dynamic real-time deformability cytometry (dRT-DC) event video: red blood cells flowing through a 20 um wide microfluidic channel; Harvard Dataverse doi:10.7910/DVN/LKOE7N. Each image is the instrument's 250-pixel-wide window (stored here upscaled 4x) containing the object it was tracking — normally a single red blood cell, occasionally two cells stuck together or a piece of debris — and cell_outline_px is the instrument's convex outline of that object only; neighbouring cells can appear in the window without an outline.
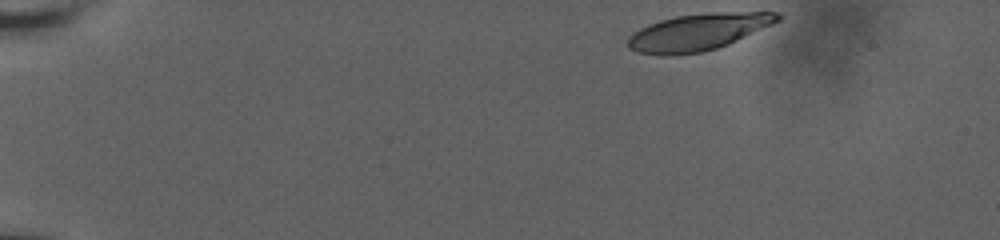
{"species": "human", "species_latin": "Homo sapiens", "temperature_condition": "room temperature", "stored_images_in_passage": 51, "camera_frame_rate_fps": 3000, "um_per_image_px": 0.085, "donor": {"sex": "male"}, "frame": {"image": 1, "passage_image": 1, "time_ms": 0.0, "image_size_px": [1000, 240], "cell_outline_px": [[780, 20], [772, 24], [728, 44], [716, 48], [700, 52], [672, 56], [660, 56], [636, 52], [628, 48], [624, 44], [628, 36], [632, 32], [648, 24], [660, 20], [676, 16], [708, 12], [780, 12]], "centroid_in_image_um": [59.25, 2.73], "position_along_channel_um": 25.7, "area_um2": 32.37}}
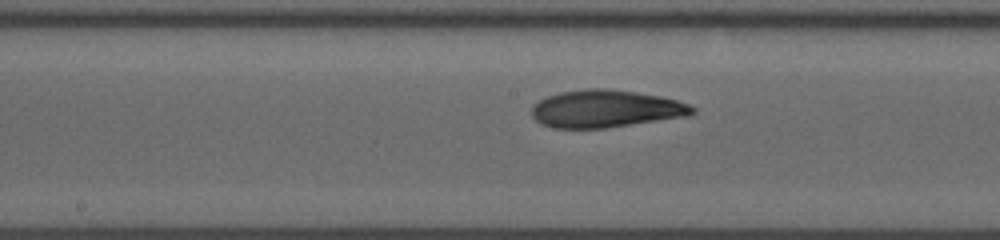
{"frame": {"image": 2, "passage_image": 27, "time_ms": 8.0, "image_size_px": [1000, 240], "cell_outline_px": [[696, 112], [692, 116], [604, 128], [556, 128], [540, 124], [532, 116], [532, 104], [548, 96], [560, 92], [588, 88], [608, 88], [636, 92], [660, 96], [676, 100], [688, 104], [696, 108]], "centroid_in_image_um": [51.51, 9.25], "position_along_channel_um": 196.7, "area_um2": 35.32}}
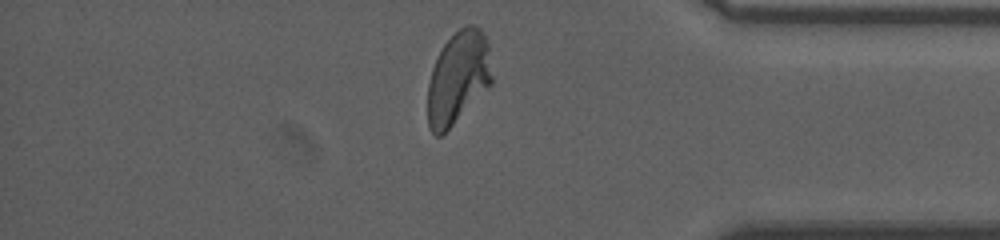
{"frame": {"image": 3, "passage_image": 49, "time_ms": 14.0, "image_size_px": [1000, 240], "cell_outline_px": [[492, 84], [440, 136], [436, 136], [428, 128], [428, 84], [432, 68], [444, 44], [464, 24], [472, 24], [480, 28], [488, 44], [492, 76]], "centroid_in_image_um": [38.94, 6.59], "position_along_channel_um": 396.3, "area_um2": 34.22}, "authors_computed_cell_mechanics": {"area_um2": 34.391, "velocity_mm_per_s": 3.6205, "shape_relaxation_time_tau1_ms": 9.5318, "shape_relaxation_time_tau2_ms": 1.0264, "deformation_change_tau1": 0.2956, "deformation_change_tau2": 0.0644}}